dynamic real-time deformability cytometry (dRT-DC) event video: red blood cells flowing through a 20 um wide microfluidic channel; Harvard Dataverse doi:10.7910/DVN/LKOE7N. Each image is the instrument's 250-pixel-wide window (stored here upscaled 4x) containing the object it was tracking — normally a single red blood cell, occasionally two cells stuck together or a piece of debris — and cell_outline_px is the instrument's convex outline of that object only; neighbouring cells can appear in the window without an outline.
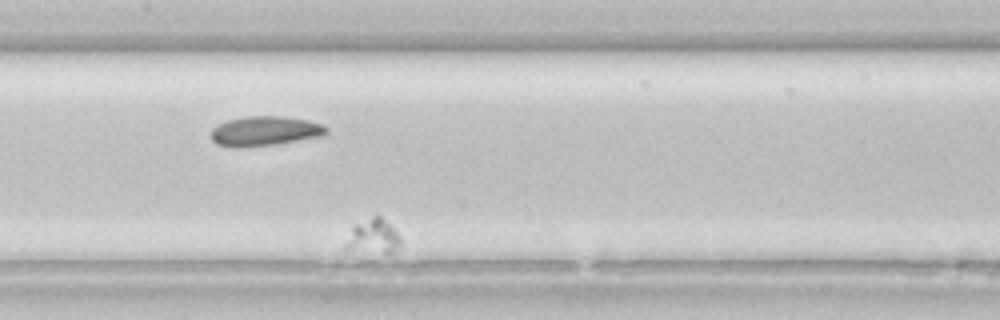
{"species": "common noctule bat (a hibernating species)", "species_latin": "Nyctalus noctula", "temperature_condition": "room temperature", "stored_images_in_passage": 36, "segment_of_instrument_passage": [2, 2], "camera_frame_rate_fps": 3000, "um_per_image_px": 0.085, "animal": {"sex": "female", "body_mass_g": 22.7, "forearm_length_mm": 54.2}, "frame": {"image": 1, "passage_image": 19, "time_ms": 6.0, "image_size_px": [1000, 320], "cell_outline_px": [[400, 244], [388, 256], [344, 248], [344, 244], [352, 228], [356, 224], [376, 212], [400, 236]], "centroid_in_image_um": [31.71, 20.12], "position_along_channel_um": 175.7, "area_um2": 11.27}}